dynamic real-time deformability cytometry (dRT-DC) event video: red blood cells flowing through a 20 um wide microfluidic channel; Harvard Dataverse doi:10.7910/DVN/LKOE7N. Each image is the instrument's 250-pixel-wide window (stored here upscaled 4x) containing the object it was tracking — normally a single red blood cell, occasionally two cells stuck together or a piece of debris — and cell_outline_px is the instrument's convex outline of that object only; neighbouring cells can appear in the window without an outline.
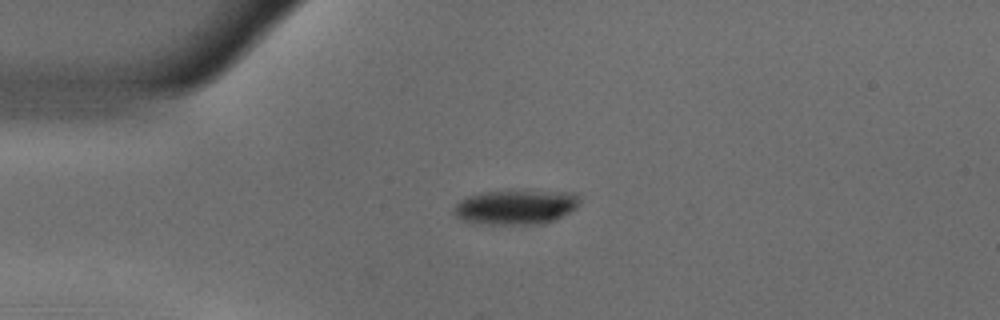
{"species": "common noctule bat (a hibernating species)", "species_latin": "Nyctalus noctula", "temperature_condition": "warm", "stored_images_in_passage": 43, "camera_frame_rate_fps": 3000, "um_per_image_px": 0.085, "animal": {"sex": "male", "body_mass_g": 18.8}, "frame": {"image": 1, "passage_image": 1, "time_ms": 0.0, "image_size_px": [1000, 320], "cell_outline_px": [[580, 204], [572, 212], [556, 220], [544, 224], [472, 224], [460, 220], [452, 212], [452, 208], [460, 200], [468, 196], [488, 192], [576, 192], [580, 196]], "centroid_in_image_um": [43.85, 17.64], "position_along_channel_um": 41.1, "area_um2": 25.55}}
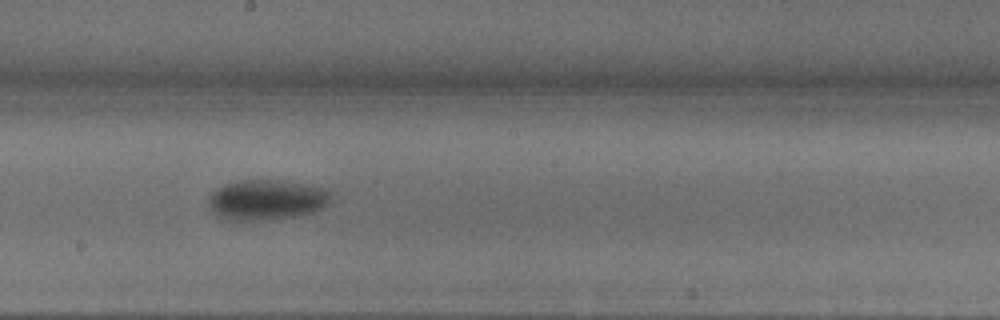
{"frame": {"image": 2, "passage_image": 18, "time_ms": 5.667, "image_size_px": [1000, 320], "cell_outline_px": [[328, 200], [320, 208], [312, 212], [296, 216], [272, 220], [228, 220], [216, 216], [212, 212], [208, 204], [208, 200], [224, 184], [240, 180], [264, 180], [300, 184], [324, 188], [328, 192]], "centroid_in_image_um": [22.58, 17.02], "position_along_channel_um": 225.6, "area_um2": 27.98}}
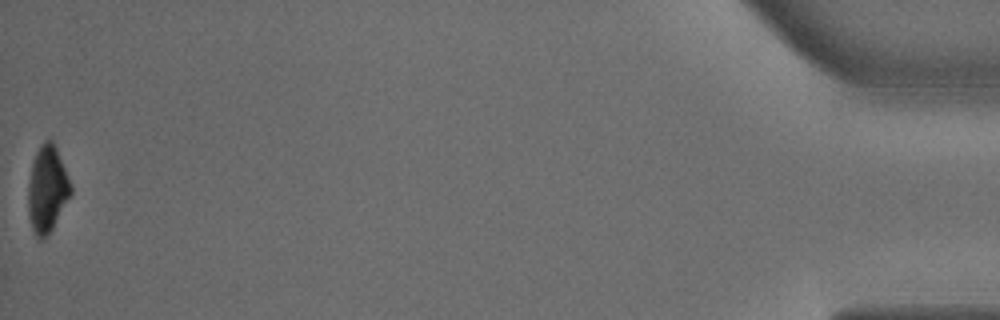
{"frame": {"image": 3, "passage_image": 43, "time_ms": 14.0, "image_size_px": [1000, 320], "cell_outline_px": [[72, 192], [48, 236], [40, 240], [36, 236], [32, 228], [28, 216], [28, 184], [32, 160], [40, 144], [44, 140], [52, 140], [56, 148], [72, 188]], "centroid_in_image_um": [3.98, 16.09], "position_along_channel_um": 431.2, "area_um2": 21.33}, "authors_computed_cell_mechanics": {"area_um2": 27.2816, "velocity_mm_per_s": 3.6561, "shape_relaxation_time_tau1_ms": 4.1386, "shape_relaxation_time_tau2_ms": 6.258, "deformation_change_tau1": 0.1569, "deformation_change_tau2": 0.0755}}